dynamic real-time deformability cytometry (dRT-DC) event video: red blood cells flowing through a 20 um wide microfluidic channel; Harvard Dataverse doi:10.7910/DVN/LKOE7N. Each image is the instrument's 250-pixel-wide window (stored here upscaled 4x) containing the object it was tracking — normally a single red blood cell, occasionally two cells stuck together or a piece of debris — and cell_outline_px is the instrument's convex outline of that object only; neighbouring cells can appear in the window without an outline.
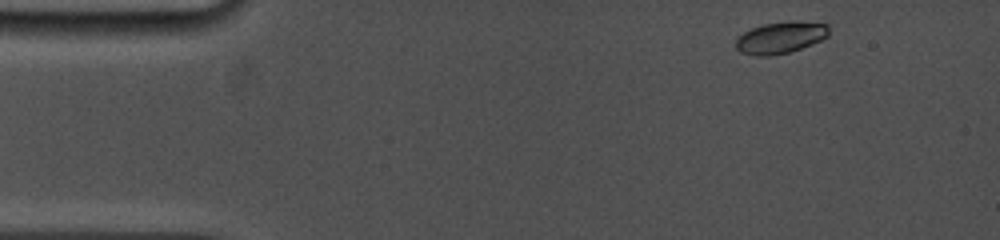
{"species": "common noctule bat (a hibernating species)", "species_latin": "Nyctalus noctula", "temperature_condition": "cold", "stored_images_in_passage": 8, "camera_frame_rate_fps": 5000, "um_per_image_px": 0.085, "animal": {"sex": "female", "body_mass_g": 19.0, "forearm_length_mm": 53.3}, "frame": {"image": 1, "passage_image": 1, "time_ms": 0.0, "image_size_px": [1000, 240], "cell_outline_px": [[828, 36], [812, 44], [788, 52], [768, 56], [760, 56], [740, 52], [736, 48], [736, 36], [752, 28], [764, 24], [792, 20], [828, 24]], "centroid_in_image_um": [66.33, 3.18], "position_along_channel_um": 18.7, "area_um2": 17.11}}
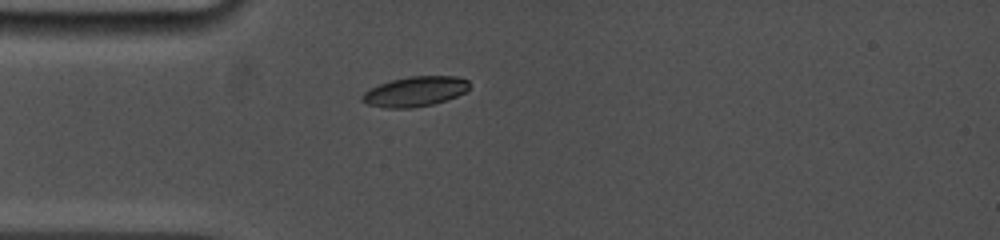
{"frame": {"image": 2, "passage_image": 7, "time_ms": 2.8, "image_size_px": [1000, 240], "cell_outline_px": [[468, 88], [464, 92], [456, 96], [432, 104], [412, 108], [388, 108], [368, 104], [360, 100], [360, 96], [368, 88], [392, 80], [408, 76], [456, 76], [468, 80]], "centroid_in_image_um": [35.23, 7.77], "position_along_channel_um": 49.8, "area_um2": 18.61}}